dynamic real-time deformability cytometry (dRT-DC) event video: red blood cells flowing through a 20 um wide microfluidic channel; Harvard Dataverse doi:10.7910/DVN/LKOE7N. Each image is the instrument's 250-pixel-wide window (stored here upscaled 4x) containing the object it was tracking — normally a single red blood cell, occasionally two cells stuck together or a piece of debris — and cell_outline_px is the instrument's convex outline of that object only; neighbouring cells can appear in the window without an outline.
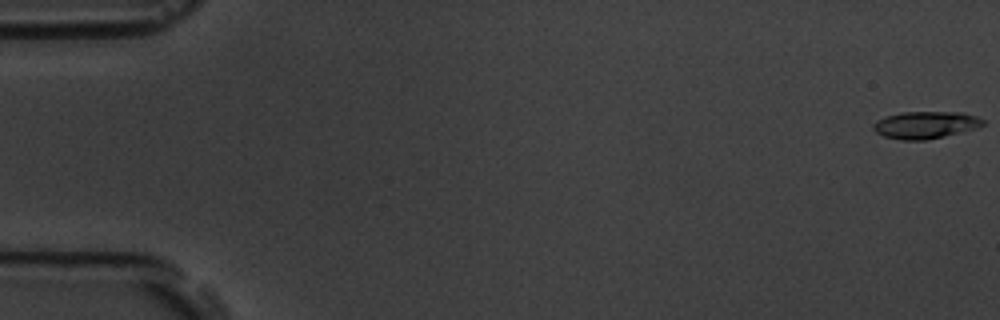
{"species": "common noctule bat (a hibernating species)", "species_latin": "Nyctalus noctula", "temperature_condition": "room temperature", "stored_images_in_passage": 13, "camera_frame_rate_fps": 3000, "um_per_image_px": 0.085, "animal": {"sex": "male", "body_mass_g": 19.5, "forearm_length_mm": 54.6}, "frame": {"image": 1, "passage_image": 1, "time_ms": 0.0, "image_size_px": [1000, 320], "cell_outline_px": [[984, 124], [972, 128], [924, 140], [900, 140], [884, 136], [876, 132], [872, 128], [872, 124], [876, 120], [900, 112], [960, 112], [976, 116], [984, 120]], "centroid_in_image_um": [78.58, 10.6], "position_along_channel_um": 6.4, "area_um2": 16.94}}